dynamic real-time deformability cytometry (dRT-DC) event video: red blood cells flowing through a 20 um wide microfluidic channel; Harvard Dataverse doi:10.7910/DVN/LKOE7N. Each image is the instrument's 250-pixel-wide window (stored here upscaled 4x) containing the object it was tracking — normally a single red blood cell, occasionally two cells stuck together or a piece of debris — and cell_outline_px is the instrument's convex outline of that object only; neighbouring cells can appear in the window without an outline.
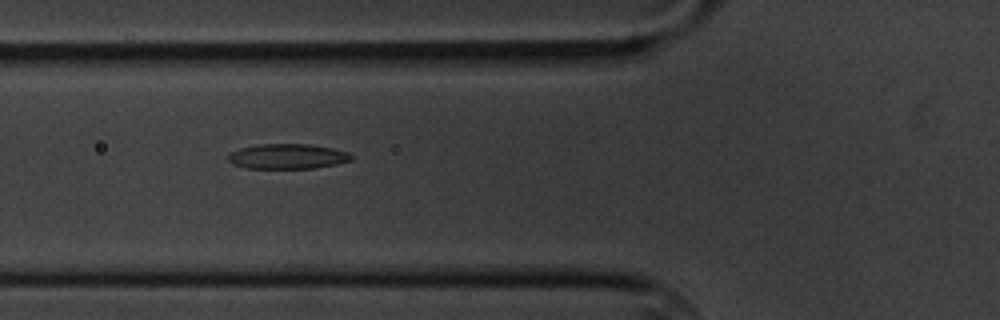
{"species": "common noctule bat (a hibernating species)", "species_latin": "Nyctalus noctula", "temperature_condition": "cold", "stored_images_in_passage": 5, "camera_frame_rate_fps": 3000, "um_per_image_px": 0.085, "animal": {"sex": "male", "body_mass_g": 20.1, "forearm_length_mm": 53.5}, "frame": {"image": 1, "passage_image": 3, "time_ms": 2.333, "image_size_px": [1000, 320], "cell_outline_px": [[352, 160], [336, 164], [312, 168], [244, 168], [232, 164], [228, 160], [228, 156], [232, 152], [240, 148], [260, 144], [308, 144], [332, 148], [348, 152], [352, 156]], "centroid_in_image_um": [24.43, 13.29], "position_along_channel_um": 101.4, "area_um2": 17.86}}
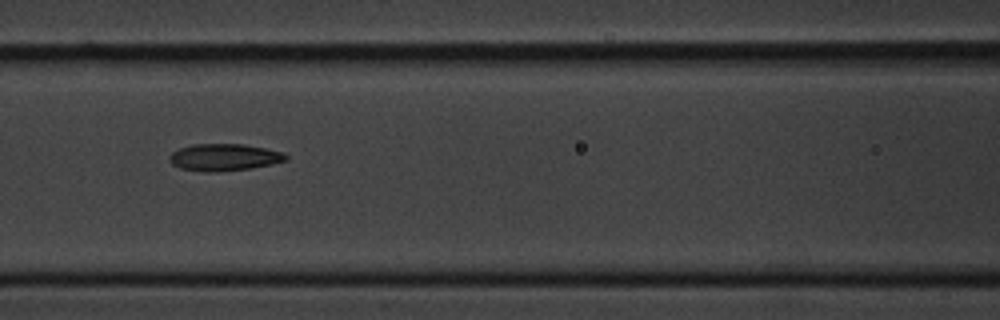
{"frame": {"image": 2, "passage_image": 4, "time_ms": 3.667, "image_size_px": [1000, 320], "cell_outline_px": [[288, 160], [272, 164], [248, 168], [212, 172], [204, 172], [180, 168], [172, 164], [168, 160], [168, 156], [172, 152], [180, 148], [192, 144], [244, 144], [284, 152], [288, 156]], "centroid_in_image_um": [19.04, 13.36], "position_along_channel_um": 147.6, "area_um2": 18.32}}
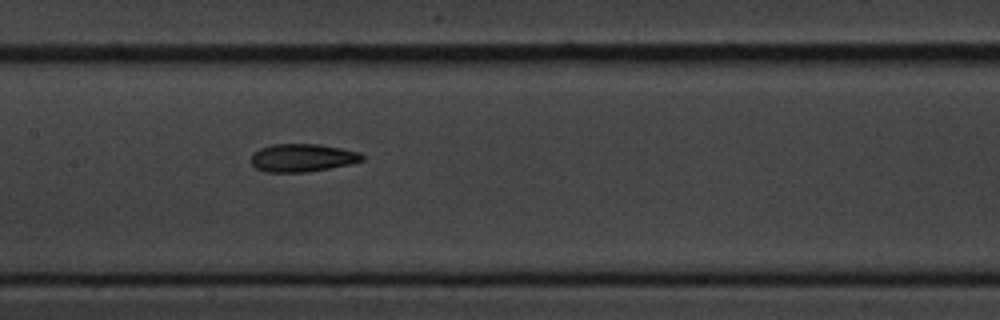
{"frame": {"image": 3, "passage_image": 5, "time_ms": 4.667, "image_size_px": [1000, 320], "cell_outline_px": [[364, 160], [348, 164], [308, 172], [264, 172], [256, 168], [252, 164], [252, 152], [260, 148], [272, 144], [320, 144], [360, 152], [364, 156]], "centroid_in_image_um": [25.68, 13.41], "position_along_channel_um": 181.7, "area_um2": 18.09}}